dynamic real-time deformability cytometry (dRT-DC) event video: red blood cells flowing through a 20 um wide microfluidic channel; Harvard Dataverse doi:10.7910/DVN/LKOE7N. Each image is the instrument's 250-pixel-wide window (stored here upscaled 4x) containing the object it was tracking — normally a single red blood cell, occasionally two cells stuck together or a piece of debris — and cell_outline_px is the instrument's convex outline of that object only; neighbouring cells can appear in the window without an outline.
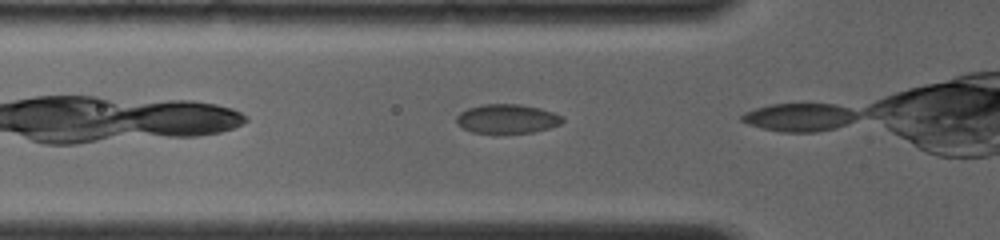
{"species": "common noctule bat (a hibernating species)", "species_latin": "Nyctalus noctula", "temperature_condition": "room temperature", "stored_images_in_passage": 4, "camera_frame_rate_fps": 4000, "um_per_image_px": 0.085, "animal": {"sex": "female", "body_mass_g": 19.0, "forearm_length_mm": 56.7}, "frame": {"image": 1, "passage_image": 3, "time_ms": 0.75, "image_size_px": [1000, 240], "cell_outline_px": [[564, 120], [560, 124], [548, 128], [532, 132], [496, 136], [472, 132], [456, 124], [456, 116], [460, 112], [468, 108], [480, 104], [520, 104], [540, 108], [564, 116]], "centroid_in_image_um": [43.07, 10.13], "position_along_channel_um": 82.7, "area_um2": 18.73}}